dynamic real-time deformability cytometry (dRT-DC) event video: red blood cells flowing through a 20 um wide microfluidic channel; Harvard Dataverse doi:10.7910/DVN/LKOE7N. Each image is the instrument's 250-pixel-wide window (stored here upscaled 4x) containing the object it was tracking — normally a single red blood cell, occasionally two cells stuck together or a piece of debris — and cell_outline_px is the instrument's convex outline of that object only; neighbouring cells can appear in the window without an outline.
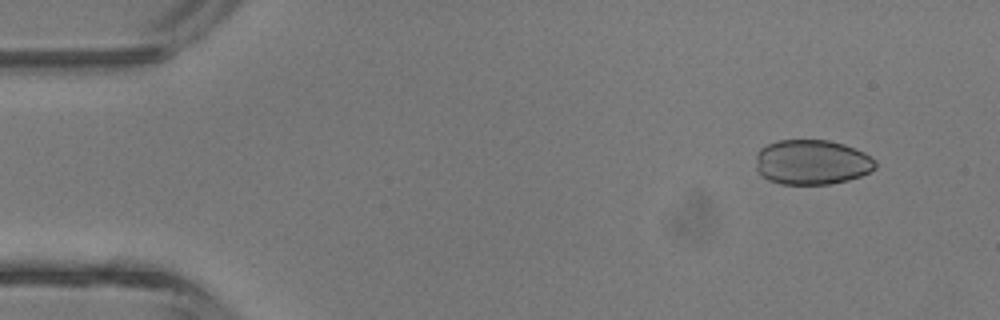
{"species": "common noctule bat (a hibernating species)", "species_latin": "Nyctalus noctula", "temperature_condition": "room temperature", "stored_images_in_passage": 5, "camera_frame_rate_fps": 3000, "um_per_image_px": 0.085, "animal": {"sex": "male", "body_mass_g": 13.3}, "frame": {"image": 1, "passage_image": 2, "time_ms": 1.0, "image_size_px": [1000, 320], "cell_outline_px": [[876, 168], [860, 176], [848, 180], [828, 184], [780, 184], [768, 180], [760, 176], [756, 168], [756, 152], [760, 148], [768, 144], [780, 140], [828, 140], [844, 144], [864, 152], [876, 160]], "centroid_in_image_um": [68.99, 13.79], "position_along_channel_um": 16.0, "area_um2": 31.5}}